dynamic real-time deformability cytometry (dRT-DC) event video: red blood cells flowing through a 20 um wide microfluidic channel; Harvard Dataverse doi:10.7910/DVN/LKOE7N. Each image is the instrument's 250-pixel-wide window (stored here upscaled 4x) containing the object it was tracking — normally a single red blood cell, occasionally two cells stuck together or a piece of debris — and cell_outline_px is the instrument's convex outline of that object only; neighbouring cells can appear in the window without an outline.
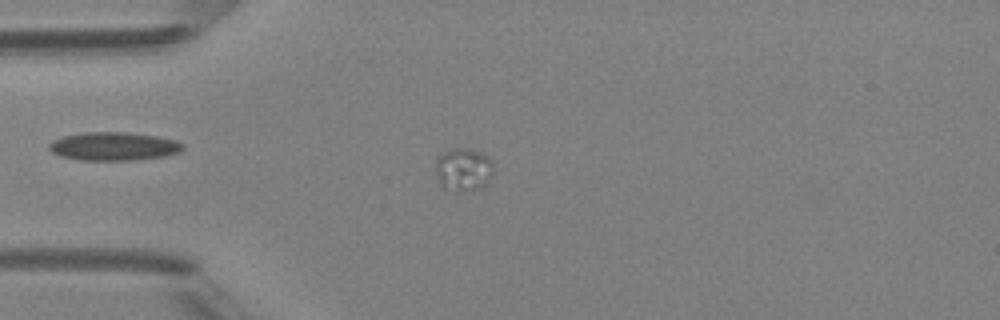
{"species": "Egyptian fruit bat (a non-hibernating species)", "species_latin": "Rousettus aegyptiacus", "temperature_condition": "room temperature", "stored_images_in_passage": 5, "camera_frame_rate_fps": 3000, "um_per_image_px": 0.085, "animal": {"sex": "female"}, "frame": {"image": 1, "passage_image": 5, "time_ms": 4.667, "image_size_px": [1000, 320], "cell_outline_px": [[492, 176], [488, 184], [476, 188], [456, 192], [444, 188], [440, 184], [436, 172], [436, 160], [440, 152], [452, 148], [468, 148], [480, 152], [488, 156], [492, 160]], "centroid_in_image_um": [39.38, 14.38], "position_along_channel_um": 45.6, "area_um2": 14.68}}